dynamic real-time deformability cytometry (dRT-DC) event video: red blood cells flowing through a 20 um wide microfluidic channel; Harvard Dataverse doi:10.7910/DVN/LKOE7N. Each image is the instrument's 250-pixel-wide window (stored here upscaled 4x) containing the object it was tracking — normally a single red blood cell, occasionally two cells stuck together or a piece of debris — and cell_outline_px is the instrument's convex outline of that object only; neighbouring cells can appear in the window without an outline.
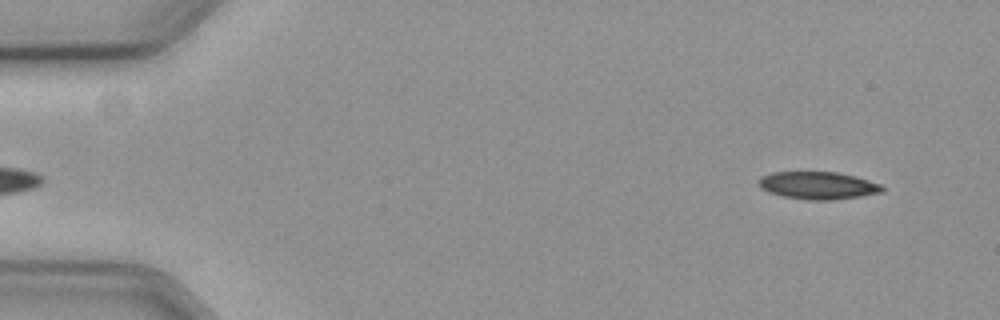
{"species": "common noctule bat (a hibernating species)", "species_latin": "Nyctalus noctula", "temperature_condition": "cold", "stored_images_in_passage": 55, "camera_frame_rate_fps": 3000, "um_per_image_px": 0.085, "animal": {"sex": "female", "body_mass_g": 19.3, "forearm_length_mm": 54.1}, "frame": {"image": 1, "passage_image": 2, "time_ms": 0.333, "image_size_px": [1000, 320], "cell_outline_px": [[884, 192], [860, 196], [832, 200], [808, 200], [784, 196], [768, 192], [760, 188], [756, 184], [756, 180], [760, 176], [772, 172], [836, 172], [868, 180], [880, 184], [884, 188]], "centroid_in_image_um": [69.46, 15.76], "position_along_channel_um": 15.5, "area_um2": 19.88}}
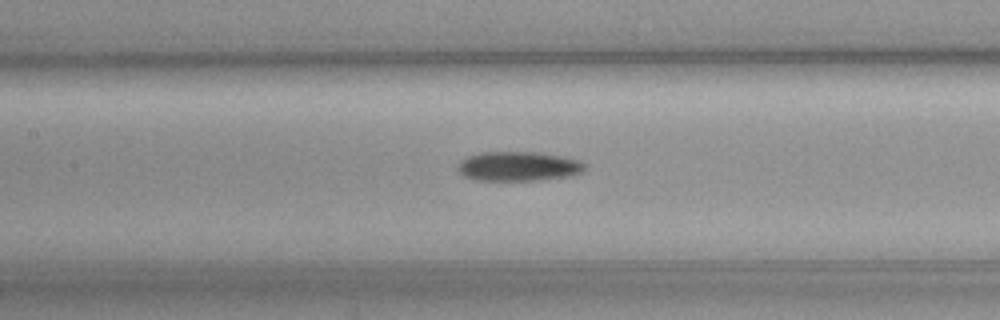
{"frame": {"image": 2, "passage_image": 24, "time_ms": 7.667, "image_size_px": [1000, 320], "cell_outline_px": [[588, 164], [584, 172], [572, 176], [540, 180], [476, 180], [464, 176], [456, 168], [460, 160], [468, 156], [484, 152], [540, 152], [564, 156], [580, 160]], "centroid_in_image_um": [44.14, 14.13], "position_along_channel_um": 163.3, "area_um2": 22.2}}
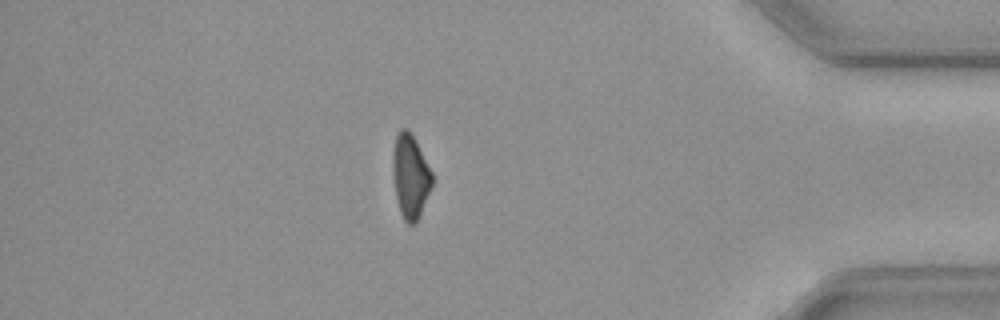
{"frame": {"image": 3, "passage_image": 47, "time_ms": 15.333, "image_size_px": [1000, 320], "cell_outline_px": [[432, 184], [416, 224], [408, 224], [404, 220], [400, 212], [396, 196], [392, 172], [392, 152], [396, 136], [400, 128], [408, 128], [432, 172]], "centroid_in_image_um": [34.85, 14.98], "position_along_channel_um": 400.3, "area_um2": 19.02}, "authors_computed_cell_mechanics": {"area_um2": 20.9814, "velocity_mm_per_s": 3.6136, "shape_relaxation_time_tau1_ms": 9.2507, "shape_relaxation_time_tau2_ms": null, "deformation_change_tau1": 0.1578, "deformation_change_tau2": null}}